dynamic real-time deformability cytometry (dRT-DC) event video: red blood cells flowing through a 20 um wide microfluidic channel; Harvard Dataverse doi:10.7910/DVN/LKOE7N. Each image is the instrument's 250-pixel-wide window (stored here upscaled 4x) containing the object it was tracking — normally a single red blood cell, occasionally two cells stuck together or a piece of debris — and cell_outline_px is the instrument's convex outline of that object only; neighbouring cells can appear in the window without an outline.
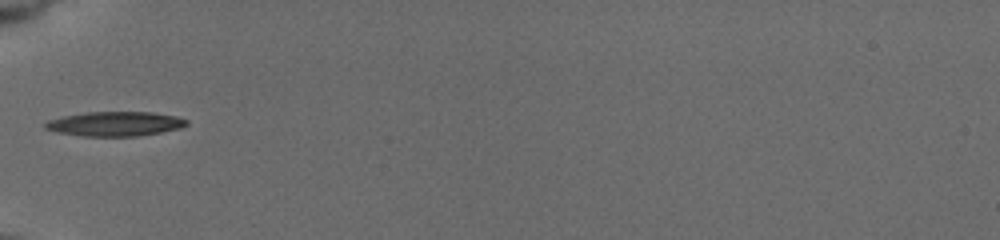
{"species": "common noctule bat (a hibernating species)", "species_latin": "Nyctalus noctula", "temperature_condition": "cold", "stored_images_in_passage": 2, "camera_frame_rate_fps": 3000, "um_per_image_px": 0.085, "animal": {"sex": "female", "body_mass_g": 19.5, "forearm_length_mm": 54.1}, "frame": {"image": 1, "passage_image": 1, "time_ms": 0.0, "image_size_px": [1000, 240], "cell_outline_px": [[188, 124], [180, 128], [160, 132], [136, 136], [84, 136], [56, 132], [44, 128], [44, 124], [48, 120], [60, 116], [88, 112], [152, 112], [176, 116], [188, 120]], "centroid_in_image_um": [9.75, 10.52], "position_along_channel_um": 75.2, "area_um2": 20.17}}